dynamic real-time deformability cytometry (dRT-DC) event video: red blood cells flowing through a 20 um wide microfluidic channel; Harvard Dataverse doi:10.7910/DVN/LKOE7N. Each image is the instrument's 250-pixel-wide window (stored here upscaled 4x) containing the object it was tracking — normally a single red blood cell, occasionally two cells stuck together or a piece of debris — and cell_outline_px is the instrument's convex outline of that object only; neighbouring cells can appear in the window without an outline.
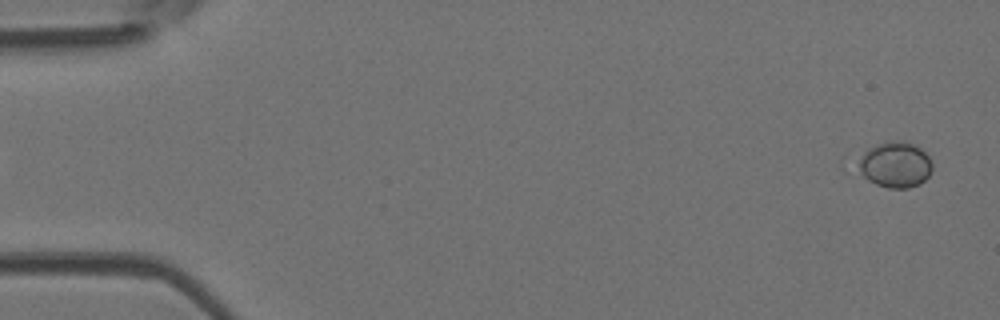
{"species": "Egyptian fruit bat (a non-hibernating species)", "species_latin": "Rousettus aegyptiacus", "temperature_condition": "room temperature", "stored_images_in_passage": 13, "camera_frame_rate_fps": 3000, "um_per_image_px": 0.085, "animal": {"sex": "female"}, "frame": {"image": 1, "passage_image": 2, "time_ms": 0.333, "image_size_px": [1000, 320], "cell_outline_px": [[932, 172], [920, 184], [908, 188], [888, 188], [876, 184], [840, 168], [844, 156], [876, 144], [892, 140], [904, 140], [920, 148], [928, 156], [932, 164]], "centroid_in_image_um": [75.65, 13.97], "position_along_channel_um": 9.3, "area_um2": 22.66}}
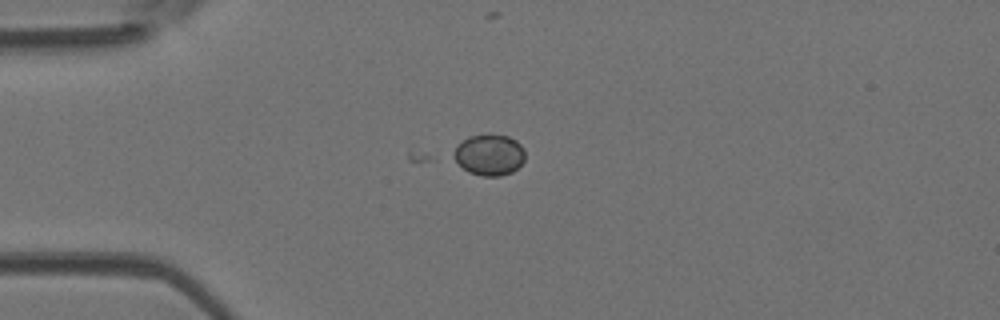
{"frame": {"image": 2, "passage_image": 13, "time_ms": 4.0, "image_size_px": [1000, 320], "cell_outline_px": [[524, 160], [512, 172], [500, 176], [484, 176], [468, 172], [456, 160], [456, 144], [468, 136], [488, 132], [508, 136], [516, 140], [524, 148]], "centroid_in_image_um": [41.62, 13.11], "position_along_channel_um": 43.4, "area_um2": 17.17}}